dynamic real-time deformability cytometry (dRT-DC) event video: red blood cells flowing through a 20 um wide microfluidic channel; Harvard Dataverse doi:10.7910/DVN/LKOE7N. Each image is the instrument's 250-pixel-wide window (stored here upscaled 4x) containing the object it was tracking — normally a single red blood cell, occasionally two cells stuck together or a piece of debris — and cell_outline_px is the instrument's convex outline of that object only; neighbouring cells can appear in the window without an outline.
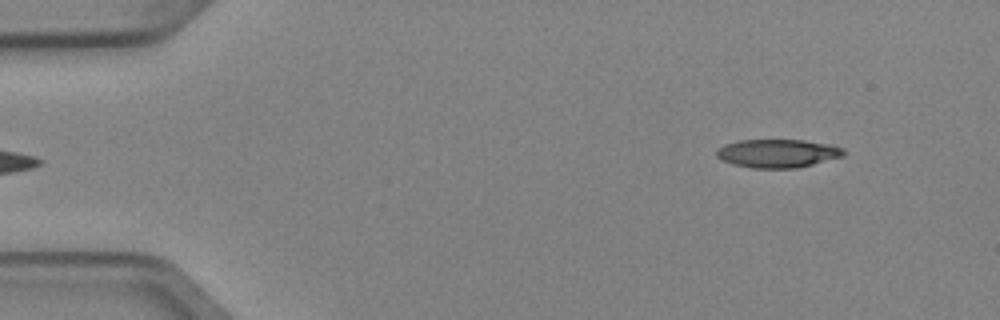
{"species": "Egyptian fruit bat (a non-hibernating species)", "species_latin": "Rousettus aegyptiacus", "temperature_condition": "cold", "stored_images_in_passage": 5, "segment_of_instrument_passage": [2, 2], "camera_frame_rate_fps": 3000, "um_per_image_px": 0.085, "animal": {"sex": "female"}, "frame": {"image": 1, "passage_image": 5, "time_ms": 1.333, "image_size_px": [1000, 320], "cell_outline_px": [[844, 156], [796, 168], [752, 168], [732, 164], [716, 156], [716, 148], [724, 144], [740, 140], [800, 140], [824, 144], [844, 148]], "centroid_in_image_um": [66.04, 13.04], "position_along_channel_um": 19.0, "area_um2": 20.81}}